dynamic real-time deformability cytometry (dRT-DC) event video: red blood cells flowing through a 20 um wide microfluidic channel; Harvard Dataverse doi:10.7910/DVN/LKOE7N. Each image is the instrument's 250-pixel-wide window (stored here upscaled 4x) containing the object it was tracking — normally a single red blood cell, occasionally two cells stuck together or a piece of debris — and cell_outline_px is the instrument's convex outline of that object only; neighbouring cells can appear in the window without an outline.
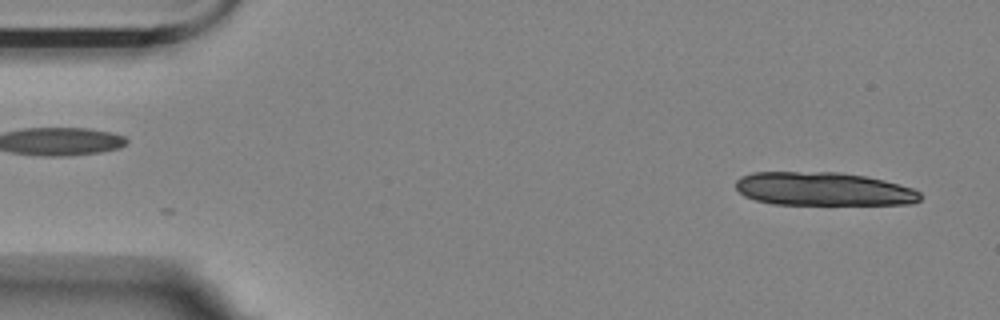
{"species": "Egyptian fruit bat (a non-hibernating species)", "species_latin": "Rousettus aegyptiacus", "temperature_condition": "room temperature", "stored_images_in_passage": 2, "segment_of_instrument_passage": [2, 2], "camera_frame_rate_fps": 3000, "um_per_image_px": 0.085, "animal": {"sex": "female"}, "frame": {"image": 1, "passage_image": 2, "time_ms": 0.333, "image_size_px": [1000, 320], "cell_outline_px": [[920, 200], [912, 204], [772, 204], [756, 200], [744, 196], [736, 188], [736, 180], [740, 176], [752, 172], [840, 172], [864, 176], [884, 180], [912, 188], [920, 192]], "centroid_in_image_um": [69.96, 16.06], "position_along_channel_um": 15.0, "area_um2": 35.95}}